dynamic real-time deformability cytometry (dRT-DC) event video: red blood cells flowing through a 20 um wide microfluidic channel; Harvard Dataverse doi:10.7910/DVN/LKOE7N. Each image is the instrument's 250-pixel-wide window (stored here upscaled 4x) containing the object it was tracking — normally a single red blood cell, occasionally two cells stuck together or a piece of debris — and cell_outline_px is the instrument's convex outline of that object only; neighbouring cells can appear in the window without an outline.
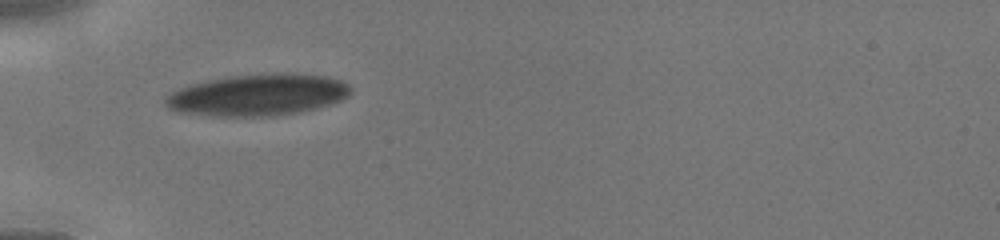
{"species": "human", "species_latin": "Homo sapiens", "temperature_condition": "cold", "stored_images_in_passage": 30, "camera_frame_rate_fps": 3000, "um_per_image_px": 0.085, "donor": {"sex": "male"}, "frame": {"image": 1, "passage_image": 1, "time_ms": 0.0, "image_size_px": [1000, 240], "cell_outline_px": [[352, 92], [348, 96], [340, 100], [316, 108], [296, 112], [272, 116], [212, 116], [180, 112], [168, 108], [164, 100], [164, 96], [180, 88], [192, 84], [208, 80], [228, 76], [280, 72], [288, 72], [328, 76], [344, 80], [352, 88]], "centroid_in_image_um": [21.95, 8.05], "position_along_channel_um": 63.1, "area_um2": 45.2}}
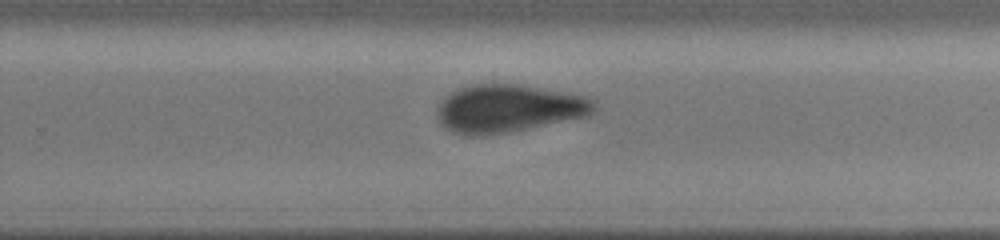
{"frame": {"image": 2, "passage_image": 16, "time_ms": 5.0, "image_size_px": [1000, 240], "cell_outline_px": [[596, 112], [584, 116], [504, 132], [452, 132], [444, 128], [440, 120], [440, 104], [444, 96], [460, 88], [472, 84], [516, 84], [588, 96], [596, 100]], "centroid_in_image_um": [43.29, 9.16], "position_along_channel_um": 286.5, "area_um2": 42.08}}
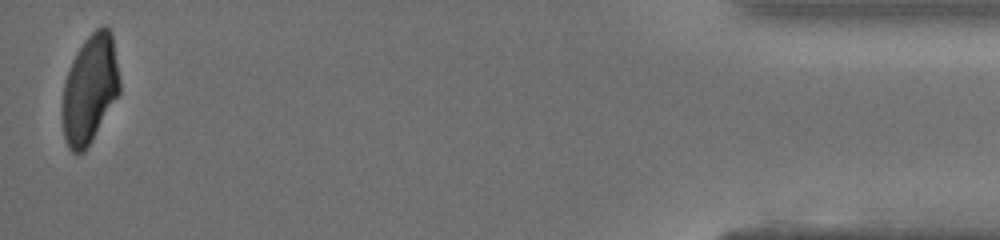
{"frame": {"image": 3, "passage_image": 30, "time_ms": 9.667, "image_size_px": [1000, 240], "cell_outline_px": [[120, 92], [92, 140], [84, 152], [72, 152], [68, 148], [64, 136], [64, 80], [72, 60], [84, 40], [96, 28], [104, 24], [112, 32], [120, 80]], "centroid_in_image_um": [7.67, 7.53], "position_along_channel_um": 427.5, "area_um2": 35.84}}